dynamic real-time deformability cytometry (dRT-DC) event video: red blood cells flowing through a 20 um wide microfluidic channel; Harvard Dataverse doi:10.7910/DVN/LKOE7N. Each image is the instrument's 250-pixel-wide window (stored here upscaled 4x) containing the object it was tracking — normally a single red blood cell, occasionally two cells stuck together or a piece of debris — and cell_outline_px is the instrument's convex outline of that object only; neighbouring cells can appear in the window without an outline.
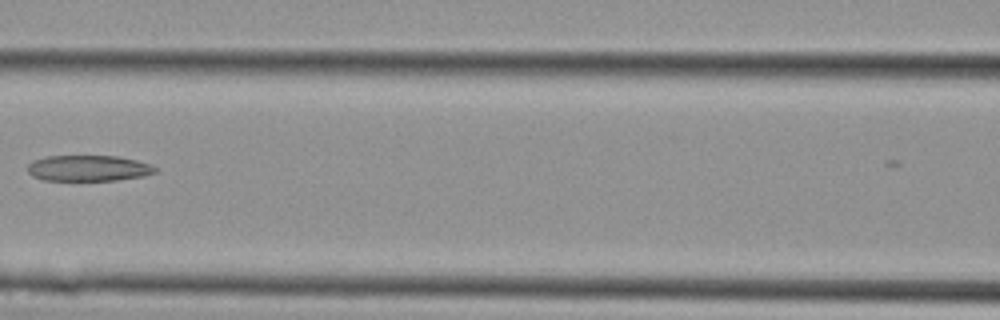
{"species": "Egyptian fruit bat (a non-hibernating species)", "species_latin": "Rousettus aegyptiacus", "temperature_condition": "cold", "stored_images_in_passage": 10, "camera_frame_rate_fps": 3000, "um_per_image_px": 0.085, "animal": {"sex": "female"}, "frame": {"image": 1, "passage_image": 9, "time_ms": 2.667, "image_size_px": [1000, 320], "cell_outline_px": [[160, 168], [156, 172], [144, 176], [116, 180], [44, 180], [32, 176], [28, 172], [28, 164], [32, 160], [48, 156], [120, 156], [152, 164]], "centroid_in_image_um": [7.56, 14.29], "position_along_channel_um": 159.0, "area_um2": 19.42}}